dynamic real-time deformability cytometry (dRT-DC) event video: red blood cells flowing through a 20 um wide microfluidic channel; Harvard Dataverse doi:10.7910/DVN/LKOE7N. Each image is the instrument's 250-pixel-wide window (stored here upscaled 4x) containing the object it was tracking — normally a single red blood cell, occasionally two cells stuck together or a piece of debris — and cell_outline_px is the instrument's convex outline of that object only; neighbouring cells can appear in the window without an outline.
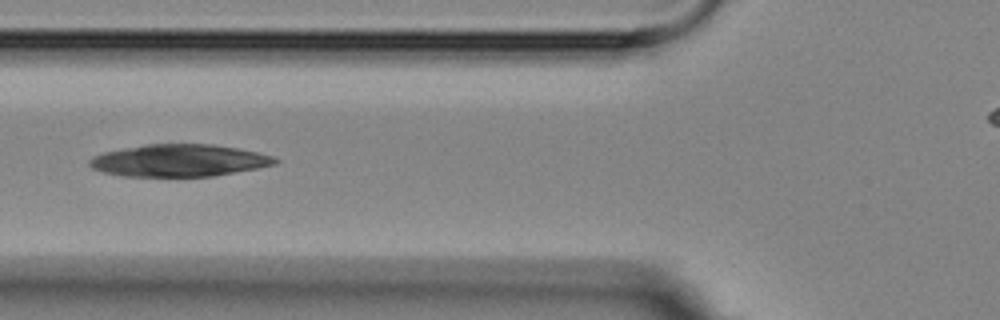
{"species": "Egyptian fruit bat (a non-hibernating species)", "species_latin": "Rousettus aegyptiacus", "temperature_condition": "room temperature", "stored_images_in_passage": 7, "camera_frame_rate_fps": 3000, "um_per_image_px": 0.085, "animal": {"sex": "female"}, "frame": {"image": 1, "passage_image": 4, "time_ms": 3.667, "image_size_px": [1000, 320], "cell_outline_px": [[280, 160], [276, 164], [256, 168], [212, 176], [120, 176], [104, 172], [92, 168], [88, 164], [88, 160], [92, 156], [104, 152], [124, 148], [148, 144], [212, 144], [240, 148], [272, 156]], "centroid_in_image_um": [15.2, 13.64], "position_along_channel_um": 110.6, "area_um2": 34.68}}
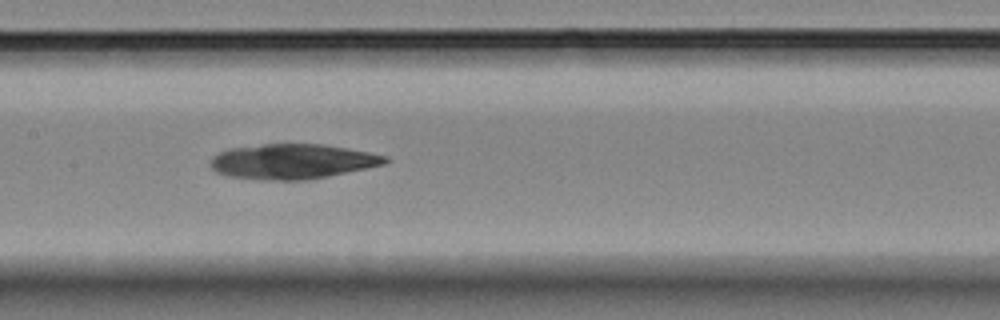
{"frame": {"image": 2, "passage_image": 6, "time_ms": 5.667, "image_size_px": [1000, 320], "cell_outline_px": [[392, 160], [388, 164], [308, 180], [272, 180], [228, 176], [216, 172], [212, 168], [212, 156], [220, 152], [232, 148], [264, 144], [324, 144], [368, 152], [388, 156]], "centroid_in_image_um": [24.93, 13.72], "position_along_channel_um": 182.5, "area_um2": 35.55}}
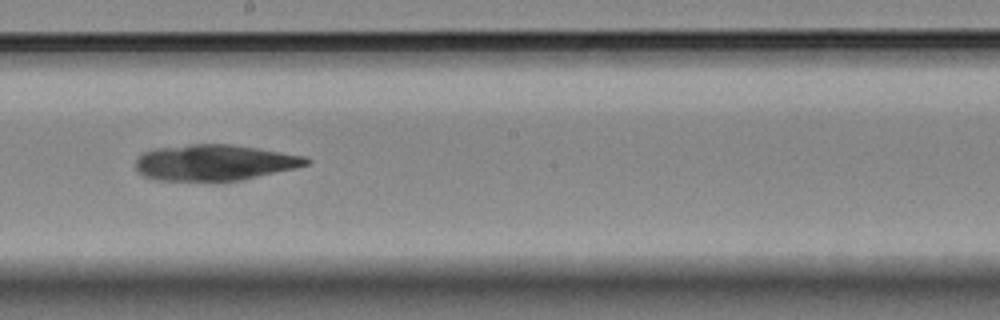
{"frame": {"image": 3, "passage_image": 7, "time_ms": 7.0, "image_size_px": [1000, 320], "cell_outline_px": [[312, 160], [308, 164], [296, 168], [244, 180], [156, 180], [144, 176], [136, 168], [136, 160], [144, 152], [152, 148], [192, 144], [232, 144], [308, 156]], "centroid_in_image_um": [18.28, 13.81], "position_along_channel_um": 229.9, "area_um2": 35.84}}